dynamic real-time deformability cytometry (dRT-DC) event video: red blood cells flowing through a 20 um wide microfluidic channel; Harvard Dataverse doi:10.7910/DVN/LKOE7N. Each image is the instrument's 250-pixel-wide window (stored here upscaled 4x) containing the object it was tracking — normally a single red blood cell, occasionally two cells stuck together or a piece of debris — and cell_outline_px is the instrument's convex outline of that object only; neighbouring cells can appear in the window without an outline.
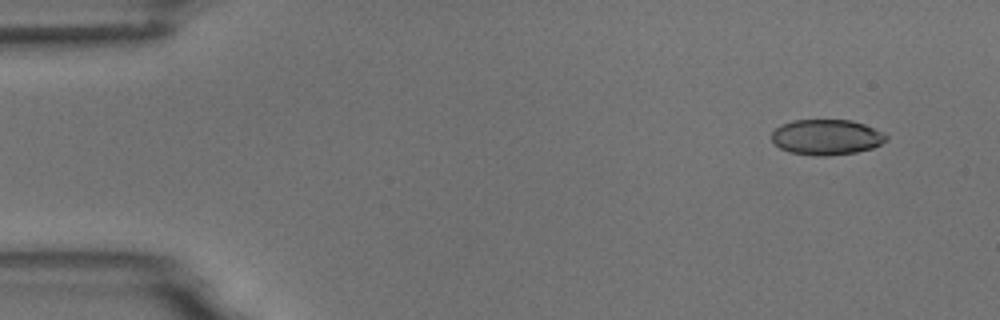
{"species": "common noctule bat (a hibernating species)", "species_latin": "Nyctalus noctula", "temperature_condition": "room temperature", "stored_images_in_passage": 4, "camera_frame_rate_fps": 3000, "um_per_image_px": 0.085, "animal": {"sex": "male", "body_mass_g": 18.8}, "frame": {"image": 1, "passage_image": 1, "time_ms": 0.0, "image_size_px": [1000, 320], "cell_outline_px": [[888, 140], [872, 148], [856, 152], [824, 156], [816, 156], [792, 152], [780, 148], [772, 140], [772, 132], [780, 124], [792, 120], [852, 120], [864, 124], [884, 132], [888, 136]], "centroid_in_image_um": [70.27, 11.64], "position_along_channel_um": 14.7, "area_um2": 23.7}}
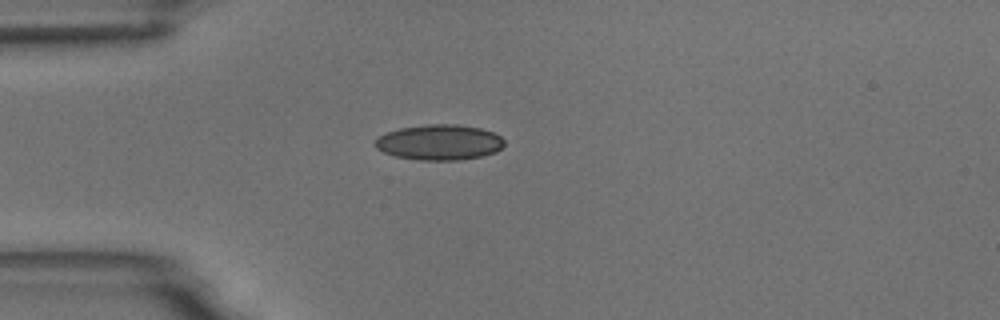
{"frame": {"image": 2, "passage_image": 4, "time_ms": 3.333, "image_size_px": [1000, 320], "cell_outline_px": [[504, 144], [496, 152], [480, 156], [456, 160], [420, 160], [396, 156], [384, 152], [376, 148], [372, 144], [380, 136], [388, 132], [400, 128], [428, 124], [456, 124], [480, 128], [492, 132], [500, 136], [504, 140]], "centroid_in_image_um": [37.34, 12.09], "position_along_channel_um": 47.7, "area_um2": 26.47}}